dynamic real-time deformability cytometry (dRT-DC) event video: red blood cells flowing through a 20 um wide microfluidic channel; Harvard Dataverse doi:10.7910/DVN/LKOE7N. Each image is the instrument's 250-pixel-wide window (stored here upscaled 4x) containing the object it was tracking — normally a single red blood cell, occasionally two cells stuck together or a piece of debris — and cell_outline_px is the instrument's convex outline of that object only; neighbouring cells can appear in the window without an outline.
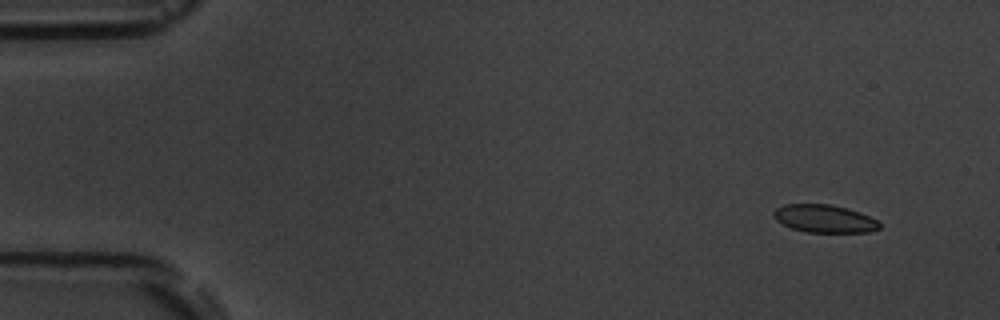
{"species": "common noctule bat (a hibernating species)", "species_latin": "Nyctalus noctula", "temperature_condition": "room temperature", "stored_images_in_passage": 6, "camera_frame_rate_fps": 3000, "um_per_image_px": 0.085, "animal": {"sex": "male", "body_mass_g": 19.5, "forearm_length_mm": 54.6}, "frame": {"image": 1, "passage_image": 2, "time_ms": 1.333, "image_size_px": [1000, 320], "cell_outline_px": [[880, 228], [868, 232], [808, 232], [792, 228], [776, 220], [772, 212], [776, 208], [784, 204], [828, 204], [848, 208], [860, 212], [876, 220], [880, 224]], "centroid_in_image_um": [70.06, 18.58], "position_along_channel_um": 14.9, "area_um2": 17.05}}
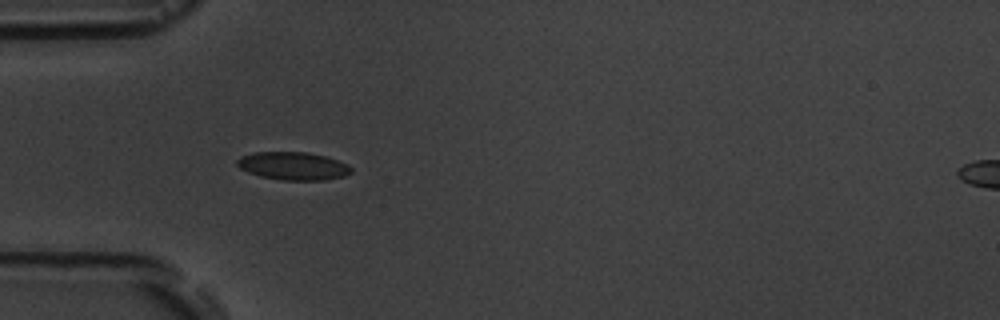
{"frame": {"image": 2, "passage_image": 5, "time_ms": 5.667, "image_size_px": [1000, 320], "cell_outline_px": [[352, 172], [344, 176], [324, 180], [280, 180], [260, 176], [248, 172], [240, 168], [236, 164], [236, 160], [240, 156], [252, 152], [308, 152], [324, 156], [348, 164], [352, 168]], "centroid_in_image_um": [24.89, 14.1], "position_along_channel_um": 60.1, "area_um2": 18.67}}
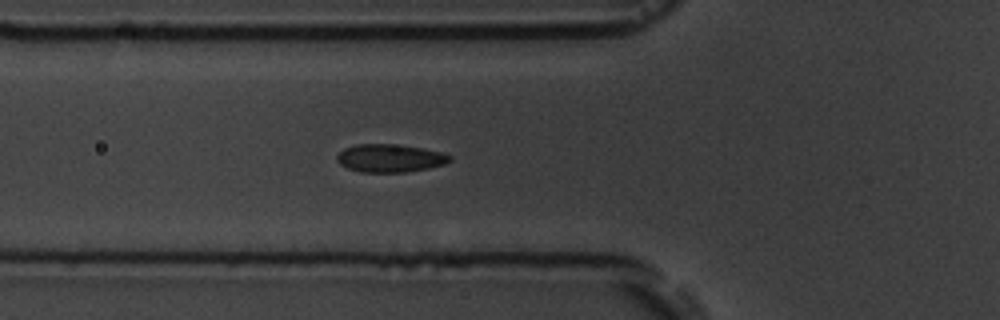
{"frame": {"image": 3, "passage_image": 6, "time_ms": 6.667, "image_size_px": [1000, 320], "cell_outline_px": [[452, 160], [444, 164], [428, 168], [404, 172], [360, 172], [348, 168], [340, 164], [336, 160], [336, 156], [344, 148], [356, 144], [388, 144], [420, 148], [440, 152], [452, 156]], "centroid_in_image_um": [33.11, 13.45], "position_along_channel_um": 92.7, "area_um2": 18.21}}